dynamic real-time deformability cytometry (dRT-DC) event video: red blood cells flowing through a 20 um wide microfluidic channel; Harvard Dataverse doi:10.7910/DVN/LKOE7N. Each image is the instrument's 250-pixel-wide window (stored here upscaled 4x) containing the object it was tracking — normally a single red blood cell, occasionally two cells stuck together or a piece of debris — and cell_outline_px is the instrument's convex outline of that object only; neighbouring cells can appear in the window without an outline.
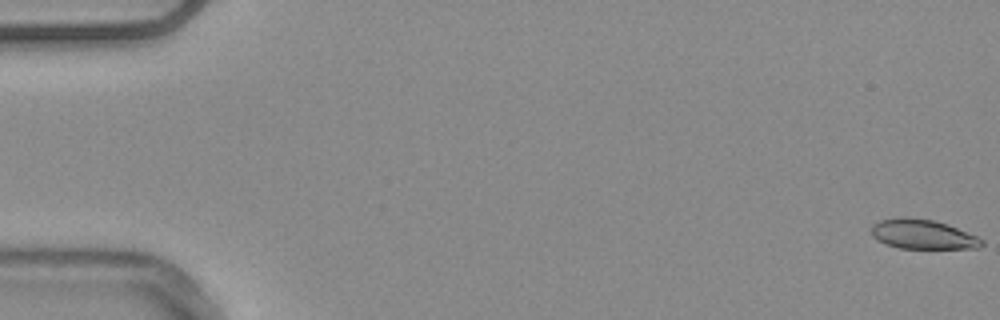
{"species": "common noctule bat (a hibernating species)", "species_latin": "Nyctalus noctula", "temperature_condition": "warm", "stored_images_in_passage": 55, "camera_frame_rate_fps": 3000, "um_per_image_px": 0.085, "animal": {"sex": "male", "body_mass_g": 20.4}, "frame": {"image": 1, "passage_image": 1, "time_ms": 0.0, "image_size_px": [1000, 320], "cell_outline_px": [[984, 244], [980, 248], [900, 248], [876, 240], [872, 236], [872, 224], [880, 220], [900, 216], [904, 216], [932, 220], [948, 224], [976, 236], [984, 240]], "centroid_in_image_um": [78.42, 19.9], "position_along_channel_um": 6.6, "area_um2": 19.02}}
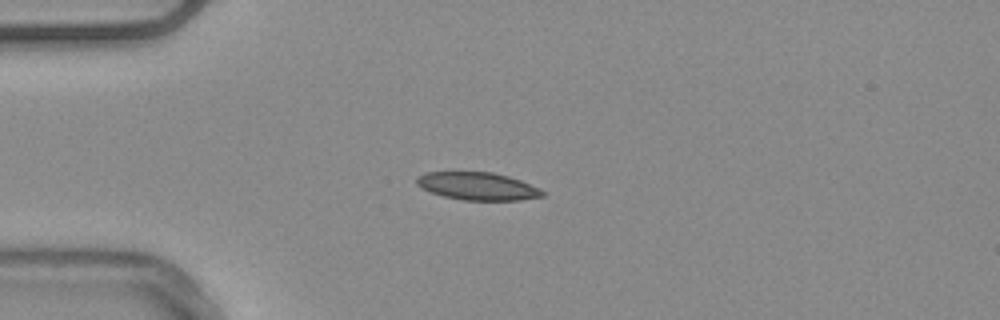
{"frame": {"image": 2, "passage_image": 15, "time_ms": 4.667, "image_size_px": [1000, 320], "cell_outline_px": [[544, 196], [520, 200], [464, 200], [444, 196], [420, 188], [416, 184], [416, 176], [424, 172], [492, 172], [508, 176], [520, 180], [540, 188], [544, 192]], "centroid_in_image_um": [40.58, 15.82], "position_along_channel_um": 44.4, "area_um2": 20.35}}
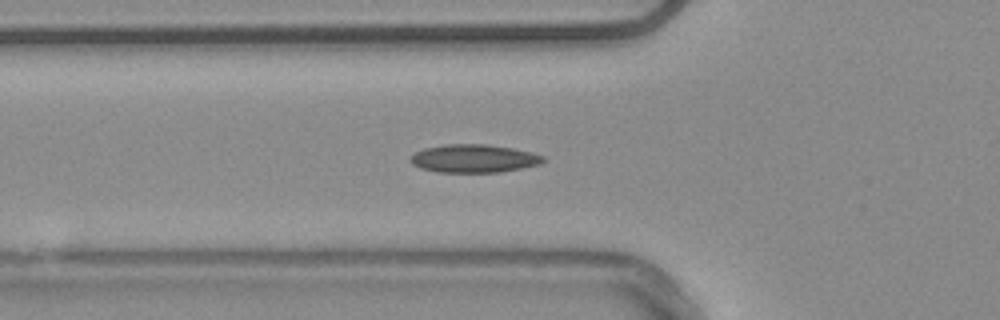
{"frame": {"image": 3, "passage_image": 20, "time_ms": 6.333, "image_size_px": [1000, 320], "cell_outline_px": [[548, 160], [540, 164], [500, 172], [436, 172], [420, 168], [412, 164], [408, 160], [416, 152], [424, 148], [448, 144], [484, 144], [512, 148], [532, 152], [544, 156]], "centroid_in_image_um": [40.29, 13.47], "position_along_channel_um": 85.5, "area_um2": 21.79}, "authors_computed_cell_mechanics": {"area_um2": 19.9988, "velocity_mm_per_s": 3.7804, "shape_relaxation_time_tau1_ms": null, "shape_relaxation_time_tau2_ms": 4.3824, "deformation_change_tau1": null, "deformation_change_tau2": 0.0639}}